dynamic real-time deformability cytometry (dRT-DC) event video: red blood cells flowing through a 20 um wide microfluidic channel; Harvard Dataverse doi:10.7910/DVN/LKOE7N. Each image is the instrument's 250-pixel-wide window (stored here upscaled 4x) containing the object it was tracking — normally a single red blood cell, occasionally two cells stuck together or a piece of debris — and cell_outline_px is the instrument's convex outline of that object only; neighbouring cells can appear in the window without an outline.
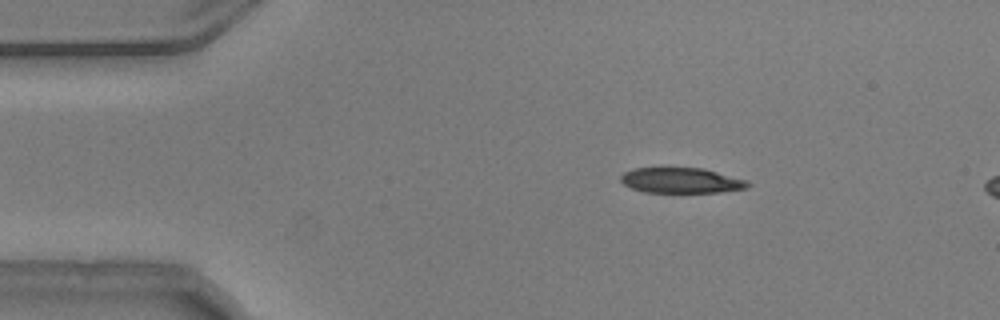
{"species": "common noctule bat (a hibernating species)", "species_latin": "Nyctalus noctula", "temperature_condition": "warm", "stored_images_in_passage": 13, "camera_frame_rate_fps": 3000, "um_per_image_px": 0.085, "animal": {"sex": "male", "body_mass_g": 20.5, "forearm_length_mm": 52.5}, "frame": {"image": 1, "passage_image": 8, "time_ms": 2.333, "image_size_px": [1000, 320], "cell_outline_px": [[752, 184], [748, 188], [720, 192], [644, 192], [632, 188], [624, 184], [620, 180], [620, 176], [624, 172], [632, 168], [704, 168], [748, 180]], "centroid_in_image_um": [57.94, 15.33], "position_along_channel_um": 27.1, "area_um2": 18.9}}